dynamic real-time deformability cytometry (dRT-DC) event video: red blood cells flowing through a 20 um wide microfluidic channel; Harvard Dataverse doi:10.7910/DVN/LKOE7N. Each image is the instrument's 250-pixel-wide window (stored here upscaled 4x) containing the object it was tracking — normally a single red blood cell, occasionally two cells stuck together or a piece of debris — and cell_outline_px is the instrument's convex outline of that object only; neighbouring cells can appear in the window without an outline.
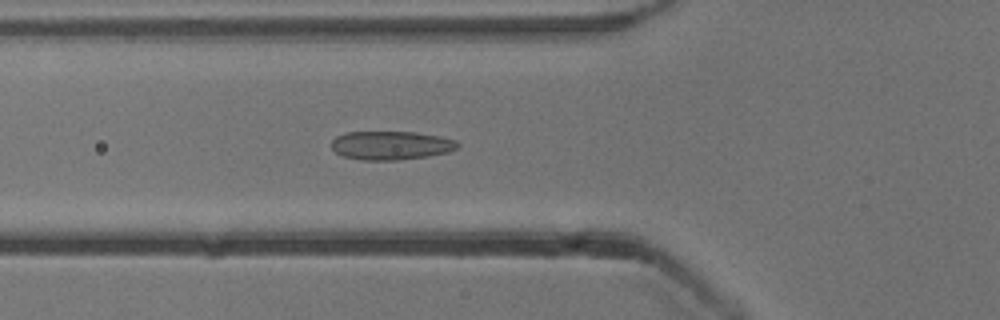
{"species": "common noctule bat (a hibernating species)", "species_latin": "Nyctalus noctula", "temperature_condition": "cold", "stored_images_in_passage": 53, "camera_frame_rate_fps": 3000, "um_per_image_px": 0.085, "animal": {"sex": "male", "body_mass_g": 13.3}, "frame": {"image": 1, "passage_image": 19, "time_ms": 6.0, "image_size_px": [1000, 320], "cell_outline_px": [[460, 148], [448, 152], [428, 156], [396, 160], [360, 160], [344, 156], [336, 152], [332, 148], [332, 140], [336, 136], [344, 132], [416, 132], [440, 136], [456, 140], [460, 144]], "centroid_in_image_um": [33.26, 12.35], "position_along_channel_um": 92.5, "area_um2": 21.21}}
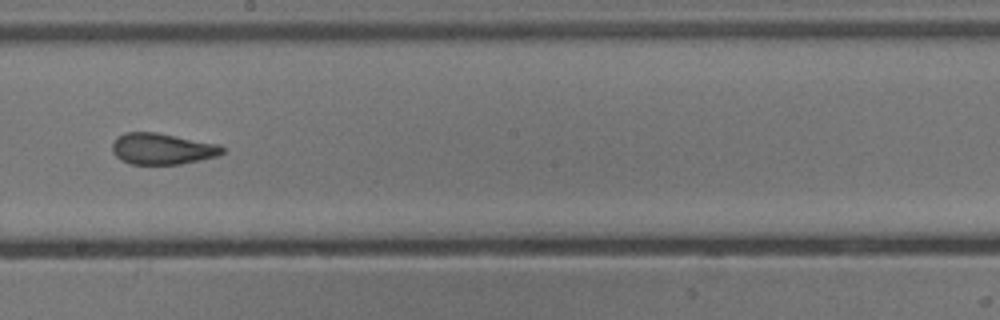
{"frame": {"image": 2, "passage_image": 30, "time_ms": 9.667, "image_size_px": [1000, 320], "cell_outline_px": [[224, 152], [220, 156], [180, 164], [132, 164], [120, 160], [112, 152], [112, 144], [116, 136], [124, 132], [156, 132], [220, 144], [224, 148]], "centroid_in_image_um": [13.79, 12.64], "position_along_channel_um": 234.4, "area_um2": 20.29}}
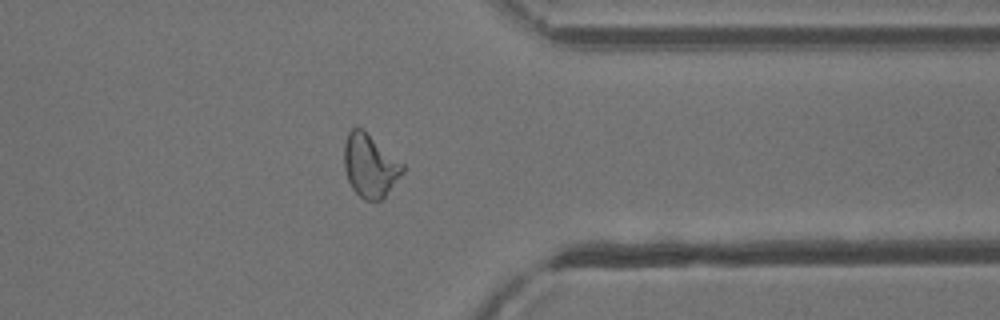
{"frame": {"image": 3, "passage_image": 42, "time_ms": 13.667, "image_size_px": [1000, 320], "cell_outline_px": [[404, 172], [384, 200], [364, 200], [352, 188], [348, 180], [344, 168], [344, 144], [348, 132], [352, 128], [364, 128], [404, 164]], "centroid_in_image_um": [31.47, 14.08], "position_along_channel_um": 379.9, "area_um2": 21.91}, "authors_computed_cell_mechanics": {"area_um2": 21.8484, "velocity_mm_per_s": 3.8494, "shape_relaxation_time_tau1_ms": null, "shape_relaxation_time_tau2_ms": 1.4694, "deformation_change_tau1": null, "deformation_change_tau2": 0.0703}}